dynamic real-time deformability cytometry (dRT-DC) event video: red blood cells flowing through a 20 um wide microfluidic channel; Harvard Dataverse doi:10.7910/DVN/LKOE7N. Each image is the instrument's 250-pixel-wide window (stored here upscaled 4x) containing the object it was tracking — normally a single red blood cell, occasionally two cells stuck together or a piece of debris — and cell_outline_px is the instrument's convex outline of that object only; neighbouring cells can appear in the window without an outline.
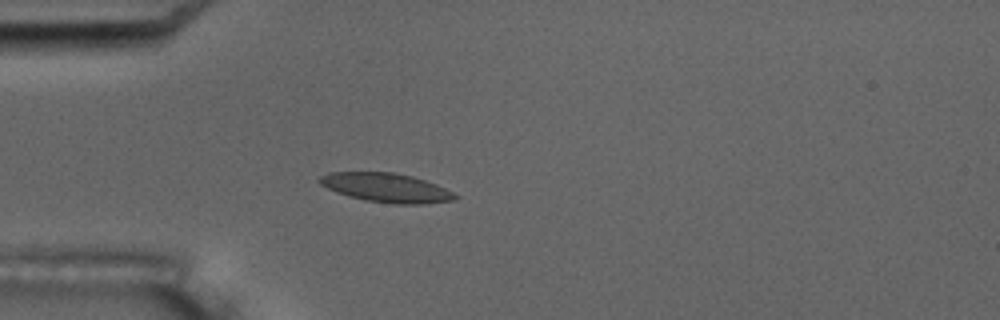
{"species": "common noctule bat (a hibernating species)", "species_latin": "Nyctalus noctula", "temperature_condition": "room temperature", "stored_images_in_passage": 6, "camera_frame_rate_fps": 3000, "um_per_image_px": 0.085, "animal": {"sex": "male", "body_mass_g": 17.5, "forearm_length_mm": 52.3}, "frame": {"image": 1, "passage_image": 5, "time_ms": 4.667, "image_size_px": [1000, 320], "cell_outline_px": [[460, 196], [452, 200], [424, 204], [392, 204], [364, 200], [348, 196], [336, 192], [320, 184], [316, 180], [320, 176], [328, 172], [392, 172], [412, 176], [436, 184]], "centroid_in_image_um": [32.8, 15.95], "position_along_channel_um": 52.2, "area_um2": 23.0}}